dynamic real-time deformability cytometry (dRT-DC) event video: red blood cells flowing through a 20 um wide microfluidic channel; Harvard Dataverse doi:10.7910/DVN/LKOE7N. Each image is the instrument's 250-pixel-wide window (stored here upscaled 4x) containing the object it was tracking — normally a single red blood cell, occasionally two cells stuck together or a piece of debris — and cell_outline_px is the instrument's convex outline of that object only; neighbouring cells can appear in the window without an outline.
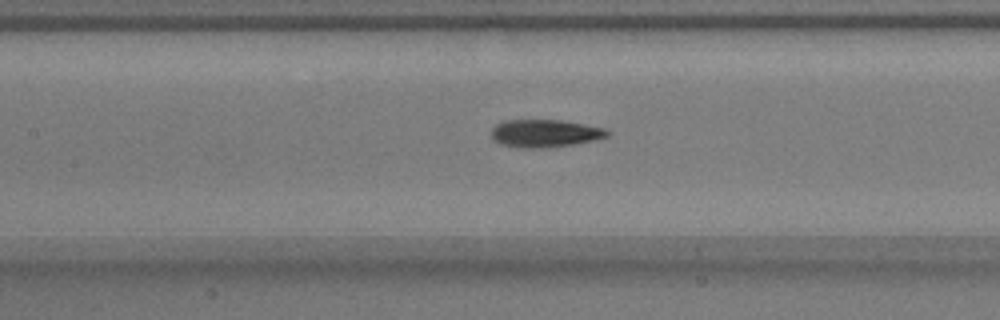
{"species": "common noctule bat (a hibernating species)", "species_latin": "Nyctalus noctula", "temperature_condition": "warm", "stored_images_in_passage": 45, "camera_frame_rate_fps": 3000, "um_per_image_px": 0.085, "animal": {"sex": "male", "body_mass_g": 17.9}, "frame": {"image": 1, "passage_image": 16, "time_ms": 5.0, "image_size_px": [1000, 320], "cell_outline_px": [[612, 132], [608, 136], [592, 140], [572, 144], [544, 148], [524, 148], [500, 144], [492, 140], [492, 128], [496, 124], [504, 120], [560, 120], [604, 128]], "centroid_in_image_um": [46.28, 11.33], "position_along_channel_um": 161.1, "area_um2": 18.61}}
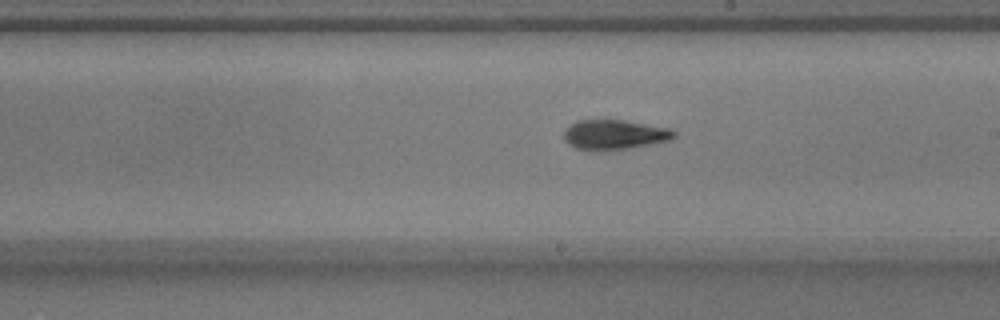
{"frame": {"image": 2, "passage_image": 22, "time_ms": 7.0, "image_size_px": [1000, 320], "cell_outline_px": [[676, 136], [672, 140], [632, 148], [576, 148], [568, 144], [564, 140], [564, 128], [576, 120], [624, 120], [668, 128], [676, 132]], "centroid_in_image_um": [52.25, 11.41], "position_along_channel_um": 236.8, "area_um2": 18.73}}
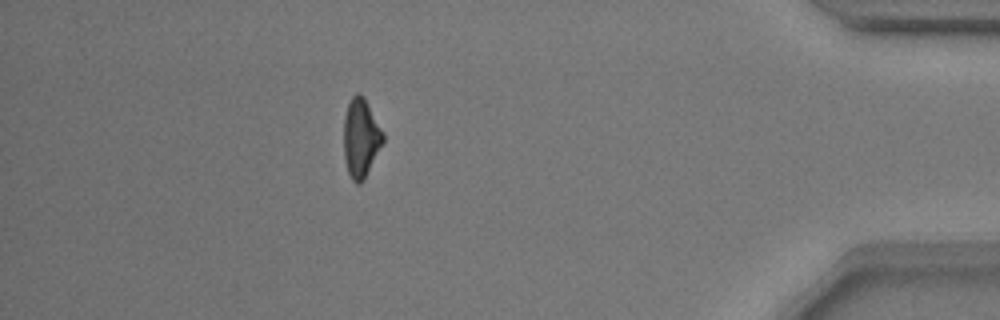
{"frame": {"image": 3, "passage_image": 39, "time_ms": 12.667, "image_size_px": [1000, 320], "cell_outline_px": [[384, 140], [364, 180], [360, 184], [356, 184], [352, 180], [348, 172], [344, 160], [344, 116], [348, 104], [352, 96], [356, 92], [360, 92], [364, 96], [384, 132]], "centroid_in_image_um": [30.67, 11.71], "position_along_channel_um": 404.5, "area_um2": 18.21}, "authors_computed_cell_mechanics": {"area_um2": 18.496, "velocity_mm_per_s": 3.7971, "shape_relaxation_time_tau1_ms": 4.0195, "shape_relaxation_time_tau2_ms": 2.8515, "deformation_change_tau1": 0.1671, "deformation_change_tau2": 0.1088}}